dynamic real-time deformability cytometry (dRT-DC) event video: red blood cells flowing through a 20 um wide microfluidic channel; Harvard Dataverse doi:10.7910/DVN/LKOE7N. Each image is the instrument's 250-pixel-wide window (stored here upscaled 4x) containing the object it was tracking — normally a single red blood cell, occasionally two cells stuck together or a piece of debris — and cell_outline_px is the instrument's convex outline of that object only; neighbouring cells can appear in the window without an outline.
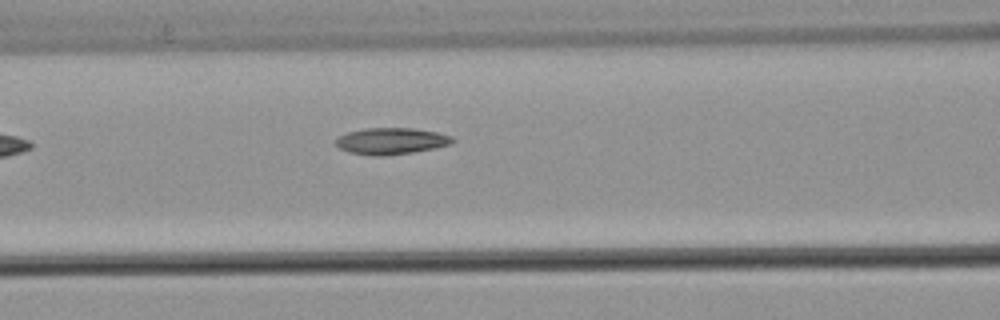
{"species": "common noctule bat (a hibernating species)", "species_latin": "Nyctalus noctula", "temperature_condition": "warm", "stored_images_in_passage": 6, "camera_frame_rate_fps": 3000, "um_per_image_px": 0.085, "animal": {"sex": "male", "body_mass_g": 21.5, "forearm_length_mm": 52.0}, "frame": {"image": 1, "passage_image": 6, "time_ms": 1.667, "image_size_px": [1000, 320], "cell_outline_px": [[456, 140], [452, 144], [412, 152], [384, 156], [372, 156], [348, 152], [340, 148], [336, 144], [336, 136], [348, 132], [368, 128], [412, 128], [436, 132], [452, 136]], "centroid_in_image_um": [33.24, 11.99], "position_along_channel_um": 133.4, "area_um2": 18.03}}